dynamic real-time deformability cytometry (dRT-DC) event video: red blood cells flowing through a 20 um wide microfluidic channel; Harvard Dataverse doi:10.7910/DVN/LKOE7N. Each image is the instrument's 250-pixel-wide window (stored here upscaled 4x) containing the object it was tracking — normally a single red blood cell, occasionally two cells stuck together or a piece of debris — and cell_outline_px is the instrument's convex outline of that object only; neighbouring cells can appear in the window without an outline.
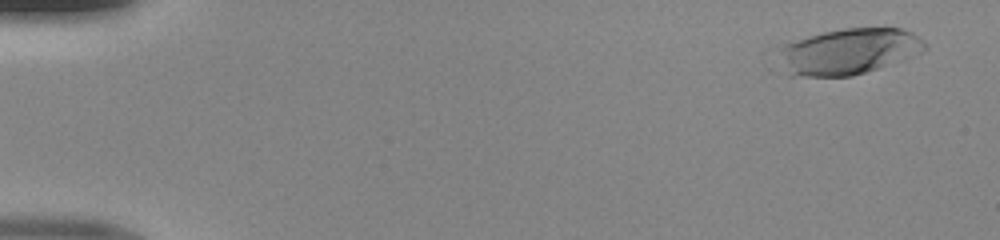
{"species": "human", "species_latin": "Homo sapiens", "temperature_condition": "room temperature", "stored_images_in_passage": 18, "camera_frame_rate_fps": 3000, "um_per_image_px": 0.085, "donor": {"sex": "male"}, "frame": {"image": 1, "passage_image": 3, "time_ms": 0.667, "image_size_px": [1000, 240], "cell_outline_px": [[928, 48], [924, 52], [904, 60], [852, 76], [784, 76], [768, 72], [764, 68], [764, 52], [768, 48], [808, 36], [824, 32], [844, 28], [904, 28], [912, 32], [928, 44]], "centroid_in_image_um": [71.67, 4.43], "position_along_channel_um": 13.3, "area_um2": 42.89}}
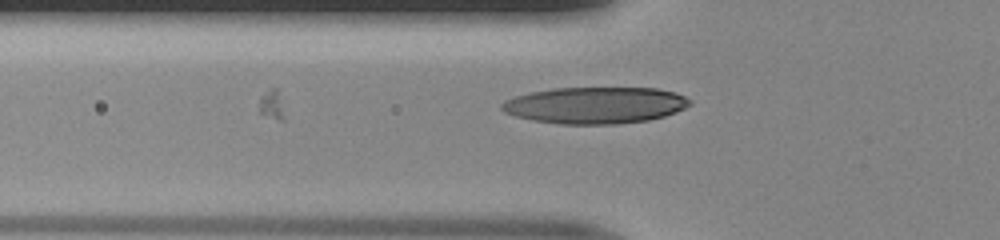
{"frame": {"image": 2, "passage_image": 18, "time_ms": 5.667, "image_size_px": [1000, 240], "cell_outline_px": [[692, 104], [676, 112], [664, 116], [648, 120], [616, 124], [560, 124], [532, 120], [516, 116], [504, 112], [500, 108], [500, 104], [504, 100], [528, 92], [552, 88], [656, 88], [676, 92], [692, 100]], "centroid_in_image_um": [50.59, 8.94], "position_along_channel_um": 75.2, "area_um2": 40.34}}